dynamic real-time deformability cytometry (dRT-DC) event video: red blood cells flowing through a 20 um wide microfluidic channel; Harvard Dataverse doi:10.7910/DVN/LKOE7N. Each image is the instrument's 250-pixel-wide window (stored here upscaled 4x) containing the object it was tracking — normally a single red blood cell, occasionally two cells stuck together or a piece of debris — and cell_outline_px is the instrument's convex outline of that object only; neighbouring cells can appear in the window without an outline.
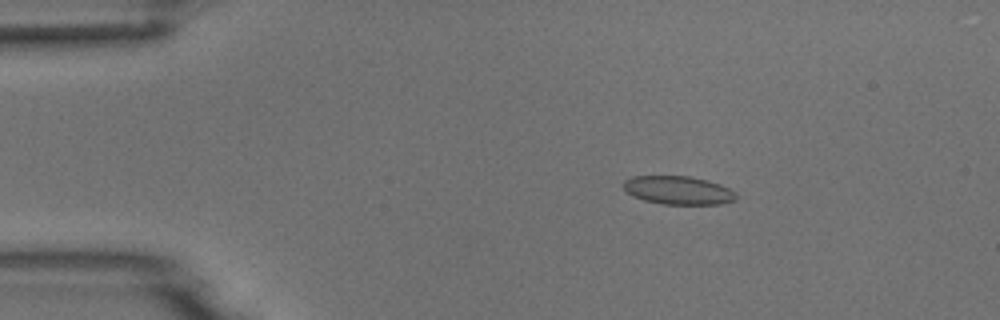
{"species": "common noctule bat (a hibernating species)", "species_latin": "Nyctalus noctula", "temperature_condition": "room temperature", "stored_images_in_passage": 5, "camera_frame_rate_fps": 3000, "um_per_image_px": 0.085, "animal": {"sex": "male", "body_mass_g": 18.8}, "frame": {"image": 1, "passage_image": 3, "time_ms": 2.333, "image_size_px": [1000, 320], "cell_outline_px": [[736, 200], [720, 204], [660, 204], [644, 200], [632, 196], [624, 188], [624, 180], [632, 176], [688, 176], [708, 180], [720, 184], [736, 192]], "centroid_in_image_um": [57.65, 16.17], "position_along_channel_um": 27.3, "area_um2": 18.67}}
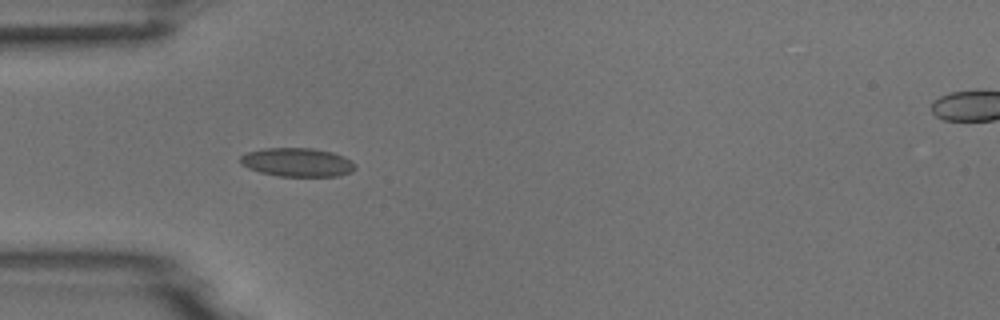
{"frame": {"image": 2, "passage_image": 5, "time_ms": 4.667, "image_size_px": [1000, 320], "cell_outline_px": [[356, 168], [352, 172], [340, 176], [280, 176], [260, 172], [248, 168], [240, 164], [240, 156], [248, 152], [264, 148], [312, 148], [332, 152], [344, 156], [352, 160], [356, 164]], "centroid_in_image_um": [25.3, 13.79], "position_along_channel_um": 59.7, "area_um2": 19.36}}